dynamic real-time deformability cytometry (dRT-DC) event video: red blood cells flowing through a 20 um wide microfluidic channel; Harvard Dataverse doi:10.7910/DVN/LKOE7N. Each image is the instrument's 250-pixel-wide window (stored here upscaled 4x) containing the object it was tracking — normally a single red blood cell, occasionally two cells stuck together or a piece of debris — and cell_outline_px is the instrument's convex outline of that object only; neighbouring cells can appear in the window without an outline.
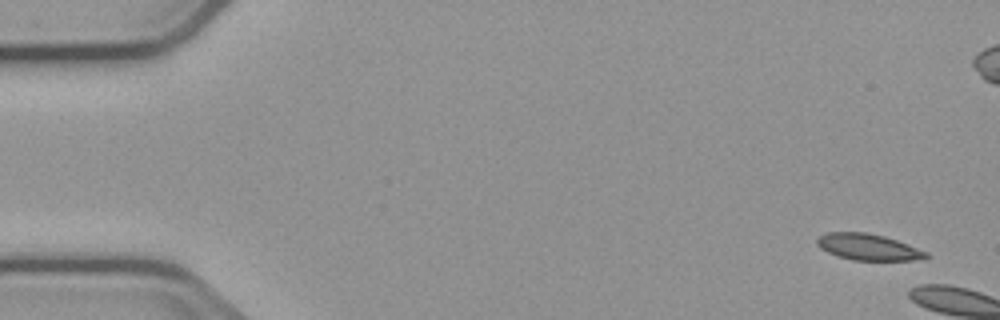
{"species": "common noctule bat (a hibernating species)", "species_latin": "Nyctalus noctula", "temperature_condition": "cold", "stored_images_in_passage": 2, "camera_frame_rate_fps": 3000, "um_per_image_px": 0.085, "animal": {"sex": "male", "body_mass_g": 23.1, "forearm_length_mm": 52.7}, "frame": {"image": 1, "passage_image": 1, "time_ms": 0.0, "image_size_px": [1000, 320], "cell_outline_px": [[928, 256], [916, 260], [852, 260], [836, 256], [820, 248], [816, 244], [816, 236], [828, 232], [868, 232], [884, 236], [908, 244], [928, 252]], "centroid_in_image_um": [73.74, 20.99], "position_along_channel_um": 11.3, "area_um2": 16.82}}